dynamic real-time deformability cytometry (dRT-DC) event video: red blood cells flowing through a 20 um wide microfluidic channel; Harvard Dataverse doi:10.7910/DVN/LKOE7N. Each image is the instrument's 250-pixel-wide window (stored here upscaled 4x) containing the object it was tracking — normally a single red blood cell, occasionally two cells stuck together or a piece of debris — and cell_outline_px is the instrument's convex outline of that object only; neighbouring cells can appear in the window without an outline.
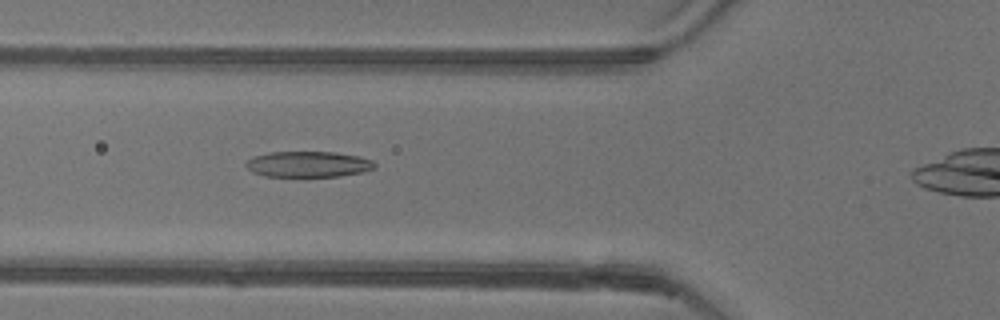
{"species": "common noctule bat (a hibernating species)", "species_latin": "Nyctalus noctula", "temperature_condition": "warm", "stored_images_in_passage": 39, "camera_frame_rate_fps": 3000, "um_per_image_px": 0.085, "animal": {"sex": "female"}, "frame": {"image": 1, "passage_image": 12, "time_ms": 3.667, "image_size_px": [1000, 320], "cell_outline_px": [[376, 168], [364, 172], [340, 176], [264, 176], [252, 172], [244, 164], [252, 156], [268, 152], [336, 152], [360, 156], [372, 160], [376, 164]], "centroid_in_image_um": [26.22, 13.95], "position_along_channel_um": 99.6, "area_um2": 19.54}}
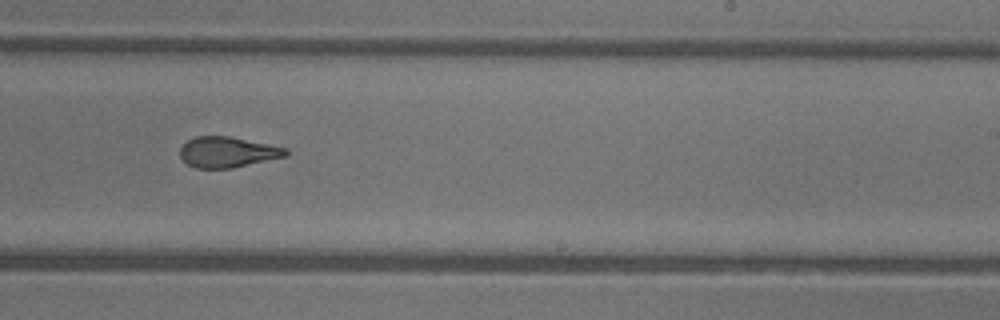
{"frame": {"image": 2, "passage_image": 25, "time_ms": 8.0, "image_size_px": [1000, 320], "cell_outline_px": [[288, 156], [232, 168], [196, 168], [188, 164], [180, 156], [180, 148], [188, 140], [196, 136], [228, 136], [288, 148]], "centroid_in_image_um": [19.36, 12.93], "position_along_channel_um": 269.6, "area_um2": 18.79}}
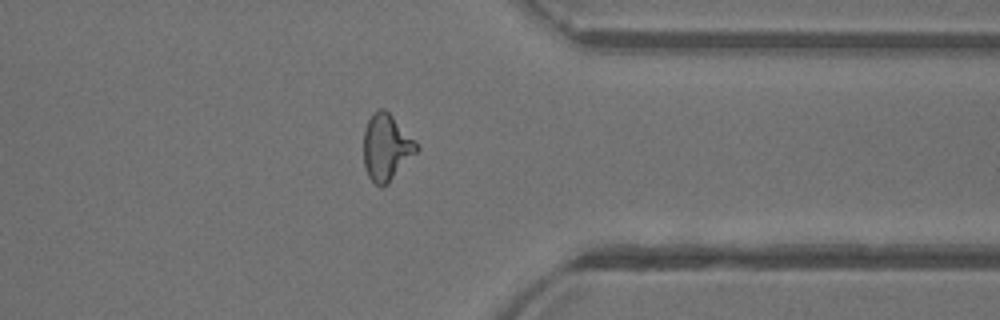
{"frame": {"image": 3, "passage_image": 34, "time_ms": 11.0, "image_size_px": [1000, 320], "cell_outline_px": [[420, 148], [388, 184], [380, 188], [368, 176], [364, 168], [364, 128], [372, 112], [380, 108], [384, 108], [392, 116]], "centroid_in_image_um": [32.8, 12.54], "position_along_channel_um": 378.6, "area_um2": 20.29}, "authors_computed_cell_mechanics": {"area_um2": 19.7098, "velocity_mm_per_s": 3.9179, "shape_relaxation_time_tau1_ms": null, "shape_relaxation_time_tau2_ms": 1.9285, "deformation_change_tau1": null, "deformation_change_tau2": 0.1082}}